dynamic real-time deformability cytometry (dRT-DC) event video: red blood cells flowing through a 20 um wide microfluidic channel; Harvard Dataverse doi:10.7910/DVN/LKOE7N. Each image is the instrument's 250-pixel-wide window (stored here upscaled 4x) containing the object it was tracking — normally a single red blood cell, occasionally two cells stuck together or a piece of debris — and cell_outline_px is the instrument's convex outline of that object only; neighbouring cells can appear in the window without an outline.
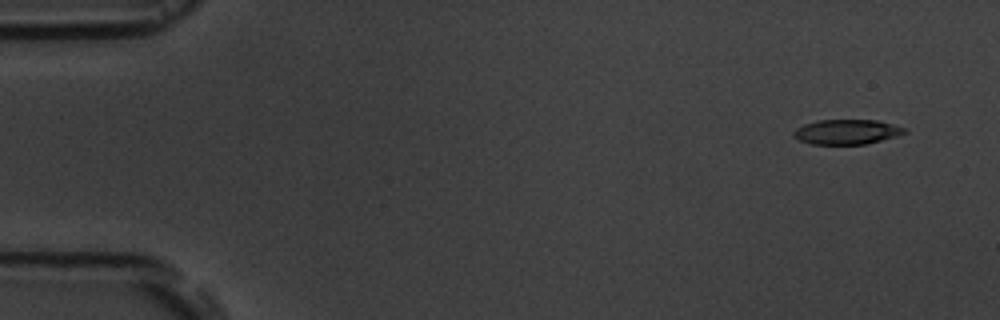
{"species": "common noctule bat (a hibernating species)", "species_latin": "Nyctalus noctula", "temperature_condition": "room temperature", "stored_images_in_passage": 5, "camera_frame_rate_fps": 3000, "um_per_image_px": 0.085, "animal": {"sex": "male", "body_mass_g": 19.5, "forearm_length_mm": 54.6}, "frame": {"image": 1, "passage_image": 1, "time_ms": 0.0, "image_size_px": [1000, 320], "cell_outline_px": [[908, 132], [896, 136], [864, 144], [812, 144], [800, 140], [792, 136], [792, 132], [796, 128], [804, 124], [820, 120], [876, 120], [892, 124], [904, 128]], "centroid_in_image_um": [71.94, 11.2], "position_along_channel_um": 13.1, "area_um2": 15.9}}
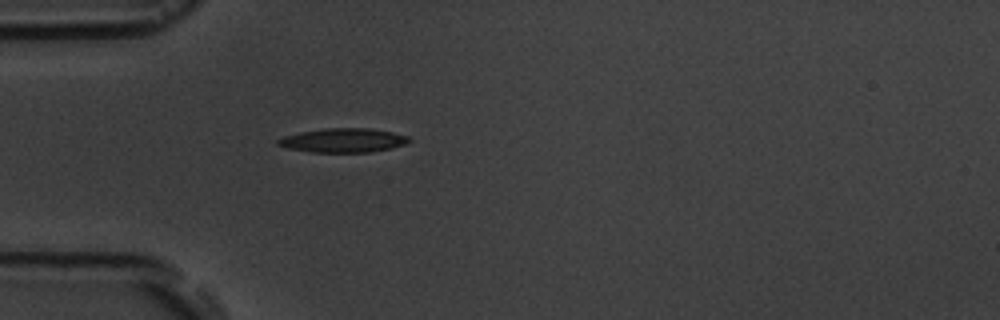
{"frame": {"image": 2, "passage_image": 5, "time_ms": 4.333, "image_size_px": [1000, 320], "cell_outline_px": [[412, 140], [404, 144], [392, 148], [368, 152], [308, 152], [288, 148], [276, 144], [276, 140], [284, 136], [300, 132], [324, 128], [368, 128], [392, 132], [408, 136]], "centroid_in_image_um": [29.15, 11.93], "position_along_channel_um": 55.8, "area_um2": 18.38}}